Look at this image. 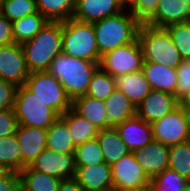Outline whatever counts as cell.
<instances>
[{
  "label": "cell",
  "instance_id": "cell-7",
  "mask_svg": "<svg viewBox=\"0 0 190 191\" xmlns=\"http://www.w3.org/2000/svg\"><path fill=\"white\" fill-rule=\"evenodd\" d=\"M25 86L60 116L72 109V100L61 82L48 71L30 73Z\"/></svg>",
  "mask_w": 190,
  "mask_h": 191
},
{
  "label": "cell",
  "instance_id": "cell-29",
  "mask_svg": "<svg viewBox=\"0 0 190 191\" xmlns=\"http://www.w3.org/2000/svg\"><path fill=\"white\" fill-rule=\"evenodd\" d=\"M76 0H36L37 10L48 21H67L73 17Z\"/></svg>",
  "mask_w": 190,
  "mask_h": 191
},
{
  "label": "cell",
  "instance_id": "cell-32",
  "mask_svg": "<svg viewBox=\"0 0 190 191\" xmlns=\"http://www.w3.org/2000/svg\"><path fill=\"white\" fill-rule=\"evenodd\" d=\"M168 168L190 181V140L169 146Z\"/></svg>",
  "mask_w": 190,
  "mask_h": 191
},
{
  "label": "cell",
  "instance_id": "cell-28",
  "mask_svg": "<svg viewBox=\"0 0 190 191\" xmlns=\"http://www.w3.org/2000/svg\"><path fill=\"white\" fill-rule=\"evenodd\" d=\"M48 22L39 12L27 15L12 22L14 43L22 44L31 40Z\"/></svg>",
  "mask_w": 190,
  "mask_h": 191
},
{
  "label": "cell",
  "instance_id": "cell-45",
  "mask_svg": "<svg viewBox=\"0 0 190 191\" xmlns=\"http://www.w3.org/2000/svg\"><path fill=\"white\" fill-rule=\"evenodd\" d=\"M12 171L0 162V179L8 176Z\"/></svg>",
  "mask_w": 190,
  "mask_h": 191
},
{
  "label": "cell",
  "instance_id": "cell-1",
  "mask_svg": "<svg viewBox=\"0 0 190 191\" xmlns=\"http://www.w3.org/2000/svg\"><path fill=\"white\" fill-rule=\"evenodd\" d=\"M30 73L48 71L62 53V22L48 21L29 41L21 44Z\"/></svg>",
  "mask_w": 190,
  "mask_h": 191
},
{
  "label": "cell",
  "instance_id": "cell-38",
  "mask_svg": "<svg viewBox=\"0 0 190 191\" xmlns=\"http://www.w3.org/2000/svg\"><path fill=\"white\" fill-rule=\"evenodd\" d=\"M177 70L176 98L180 100L190 89V59L182 60Z\"/></svg>",
  "mask_w": 190,
  "mask_h": 191
},
{
  "label": "cell",
  "instance_id": "cell-16",
  "mask_svg": "<svg viewBox=\"0 0 190 191\" xmlns=\"http://www.w3.org/2000/svg\"><path fill=\"white\" fill-rule=\"evenodd\" d=\"M130 152L142 149L153 141L151 123L137 115L115 126Z\"/></svg>",
  "mask_w": 190,
  "mask_h": 191
},
{
  "label": "cell",
  "instance_id": "cell-4",
  "mask_svg": "<svg viewBox=\"0 0 190 191\" xmlns=\"http://www.w3.org/2000/svg\"><path fill=\"white\" fill-rule=\"evenodd\" d=\"M137 39L142 48L144 62L163 64L177 68L181 56L166 28L140 24Z\"/></svg>",
  "mask_w": 190,
  "mask_h": 191
},
{
  "label": "cell",
  "instance_id": "cell-15",
  "mask_svg": "<svg viewBox=\"0 0 190 191\" xmlns=\"http://www.w3.org/2000/svg\"><path fill=\"white\" fill-rule=\"evenodd\" d=\"M125 11L119 0H76L73 19L94 23Z\"/></svg>",
  "mask_w": 190,
  "mask_h": 191
},
{
  "label": "cell",
  "instance_id": "cell-9",
  "mask_svg": "<svg viewBox=\"0 0 190 191\" xmlns=\"http://www.w3.org/2000/svg\"><path fill=\"white\" fill-rule=\"evenodd\" d=\"M153 140L167 146L190 140V129L178 106L170 114L151 123Z\"/></svg>",
  "mask_w": 190,
  "mask_h": 191
},
{
  "label": "cell",
  "instance_id": "cell-18",
  "mask_svg": "<svg viewBox=\"0 0 190 191\" xmlns=\"http://www.w3.org/2000/svg\"><path fill=\"white\" fill-rule=\"evenodd\" d=\"M74 179L85 191L113 188L111 165L106 162L90 166H76Z\"/></svg>",
  "mask_w": 190,
  "mask_h": 191
},
{
  "label": "cell",
  "instance_id": "cell-3",
  "mask_svg": "<svg viewBox=\"0 0 190 191\" xmlns=\"http://www.w3.org/2000/svg\"><path fill=\"white\" fill-rule=\"evenodd\" d=\"M128 12L126 9V12L92 23L100 56L137 39L141 23Z\"/></svg>",
  "mask_w": 190,
  "mask_h": 191
},
{
  "label": "cell",
  "instance_id": "cell-46",
  "mask_svg": "<svg viewBox=\"0 0 190 191\" xmlns=\"http://www.w3.org/2000/svg\"><path fill=\"white\" fill-rule=\"evenodd\" d=\"M135 2H136V0H119V3L123 7L124 10H126L125 7L126 8L129 7L128 9H130L135 4Z\"/></svg>",
  "mask_w": 190,
  "mask_h": 191
},
{
  "label": "cell",
  "instance_id": "cell-26",
  "mask_svg": "<svg viewBox=\"0 0 190 191\" xmlns=\"http://www.w3.org/2000/svg\"><path fill=\"white\" fill-rule=\"evenodd\" d=\"M67 124L75 147L98 136L99 129L72 109L60 116Z\"/></svg>",
  "mask_w": 190,
  "mask_h": 191
},
{
  "label": "cell",
  "instance_id": "cell-51",
  "mask_svg": "<svg viewBox=\"0 0 190 191\" xmlns=\"http://www.w3.org/2000/svg\"><path fill=\"white\" fill-rule=\"evenodd\" d=\"M180 1L185 2L190 5V0H180Z\"/></svg>",
  "mask_w": 190,
  "mask_h": 191
},
{
  "label": "cell",
  "instance_id": "cell-17",
  "mask_svg": "<svg viewBox=\"0 0 190 191\" xmlns=\"http://www.w3.org/2000/svg\"><path fill=\"white\" fill-rule=\"evenodd\" d=\"M22 156V170L46 149L47 129L19 125L15 133Z\"/></svg>",
  "mask_w": 190,
  "mask_h": 191
},
{
  "label": "cell",
  "instance_id": "cell-42",
  "mask_svg": "<svg viewBox=\"0 0 190 191\" xmlns=\"http://www.w3.org/2000/svg\"><path fill=\"white\" fill-rule=\"evenodd\" d=\"M20 188V176L17 172H11L0 179V191H17Z\"/></svg>",
  "mask_w": 190,
  "mask_h": 191
},
{
  "label": "cell",
  "instance_id": "cell-5",
  "mask_svg": "<svg viewBox=\"0 0 190 191\" xmlns=\"http://www.w3.org/2000/svg\"><path fill=\"white\" fill-rule=\"evenodd\" d=\"M62 53L91 62H100L96 36L92 23L73 18L62 22Z\"/></svg>",
  "mask_w": 190,
  "mask_h": 191
},
{
  "label": "cell",
  "instance_id": "cell-8",
  "mask_svg": "<svg viewBox=\"0 0 190 191\" xmlns=\"http://www.w3.org/2000/svg\"><path fill=\"white\" fill-rule=\"evenodd\" d=\"M143 52L139 40L118 47L101 56L99 66L112 77L142 70Z\"/></svg>",
  "mask_w": 190,
  "mask_h": 191
},
{
  "label": "cell",
  "instance_id": "cell-23",
  "mask_svg": "<svg viewBox=\"0 0 190 191\" xmlns=\"http://www.w3.org/2000/svg\"><path fill=\"white\" fill-rule=\"evenodd\" d=\"M104 102L110 127L136 116V106L117 88Z\"/></svg>",
  "mask_w": 190,
  "mask_h": 191
},
{
  "label": "cell",
  "instance_id": "cell-31",
  "mask_svg": "<svg viewBox=\"0 0 190 191\" xmlns=\"http://www.w3.org/2000/svg\"><path fill=\"white\" fill-rule=\"evenodd\" d=\"M115 89V77H112L99 66L91 78V82L85 95L104 101Z\"/></svg>",
  "mask_w": 190,
  "mask_h": 191
},
{
  "label": "cell",
  "instance_id": "cell-41",
  "mask_svg": "<svg viewBox=\"0 0 190 191\" xmlns=\"http://www.w3.org/2000/svg\"><path fill=\"white\" fill-rule=\"evenodd\" d=\"M14 43L12 35V22L0 13V46Z\"/></svg>",
  "mask_w": 190,
  "mask_h": 191
},
{
  "label": "cell",
  "instance_id": "cell-22",
  "mask_svg": "<svg viewBox=\"0 0 190 191\" xmlns=\"http://www.w3.org/2000/svg\"><path fill=\"white\" fill-rule=\"evenodd\" d=\"M115 79L116 88L125 94L136 107L152 90L142 70L119 75Z\"/></svg>",
  "mask_w": 190,
  "mask_h": 191
},
{
  "label": "cell",
  "instance_id": "cell-19",
  "mask_svg": "<svg viewBox=\"0 0 190 191\" xmlns=\"http://www.w3.org/2000/svg\"><path fill=\"white\" fill-rule=\"evenodd\" d=\"M190 21V5L180 0H159L156 13L146 24L166 28L169 25Z\"/></svg>",
  "mask_w": 190,
  "mask_h": 191
},
{
  "label": "cell",
  "instance_id": "cell-47",
  "mask_svg": "<svg viewBox=\"0 0 190 191\" xmlns=\"http://www.w3.org/2000/svg\"><path fill=\"white\" fill-rule=\"evenodd\" d=\"M123 191H153V188H152L151 184L149 183L140 188H132V189H127V190H123Z\"/></svg>",
  "mask_w": 190,
  "mask_h": 191
},
{
  "label": "cell",
  "instance_id": "cell-6",
  "mask_svg": "<svg viewBox=\"0 0 190 191\" xmlns=\"http://www.w3.org/2000/svg\"><path fill=\"white\" fill-rule=\"evenodd\" d=\"M13 109L19 125L27 127L48 129L60 116L25 85L17 87Z\"/></svg>",
  "mask_w": 190,
  "mask_h": 191
},
{
  "label": "cell",
  "instance_id": "cell-12",
  "mask_svg": "<svg viewBox=\"0 0 190 191\" xmlns=\"http://www.w3.org/2000/svg\"><path fill=\"white\" fill-rule=\"evenodd\" d=\"M29 167L62 180L72 179L76 173L74 153L64 154L48 149L43 150Z\"/></svg>",
  "mask_w": 190,
  "mask_h": 191
},
{
  "label": "cell",
  "instance_id": "cell-10",
  "mask_svg": "<svg viewBox=\"0 0 190 191\" xmlns=\"http://www.w3.org/2000/svg\"><path fill=\"white\" fill-rule=\"evenodd\" d=\"M30 71L21 44L0 46V78L18 86L26 84Z\"/></svg>",
  "mask_w": 190,
  "mask_h": 191
},
{
  "label": "cell",
  "instance_id": "cell-30",
  "mask_svg": "<svg viewBox=\"0 0 190 191\" xmlns=\"http://www.w3.org/2000/svg\"><path fill=\"white\" fill-rule=\"evenodd\" d=\"M0 162L12 172L22 171V156L16 134L0 137Z\"/></svg>",
  "mask_w": 190,
  "mask_h": 191
},
{
  "label": "cell",
  "instance_id": "cell-35",
  "mask_svg": "<svg viewBox=\"0 0 190 191\" xmlns=\"http://www.w3.org/2000/svg\"><path fill=\"white\" fill-rule=\"evenodd\" d=\"M190 181L170 168L150 179L153 191H182Z\"/></svg>",
  "mask_w": 190,
  "mask_h": 191
},
{
  "label": "cell",
  "instance_id": "cell-14",
  "mask_svg": "<svg viewBox=\"0 0 190 191\" xmlns=\"http://www.w3.org/2000/svg\"><path fill=\"white\" fill-rule=\"evenodd\" d=\"M133 154L149 179L168 168L169 146L160 142L153 140L142 149L134 151Z\"/></svg>",
  "mask_w": 190,
  "mask_h": 191
},
{
  "label": "cell",
  "instance_id": "cell-36",
  "mask_svg": "<svg viewBox=\"0 0 190 191\" xmlns=\"http://www.w3.org/2000/svg\"><path fill=\"white\" fill-rule=\"evenodd\" d=\"M182 60L190 59V21L166 27Z\"/></svg>",
  "mask_w": 190,
  "mask_h": 191
},
{
  "label": "cell",
  "instance_id": "cell-43",
  "mask_svg": "<svg viewBox=\"0 0 190 191\" xmlns=\"http://www.w3.org/2000/svg\"><path fill=\"white\" fill-rule=\"evenodd\" d=\"M58 191H85L83 187L74 179L62 180Z\"/></svg>",
  "mask_w": 190,
  "mask_h": 191
},
{
  "label": "cell",
  "instance_id": "cell-11",
  "mask_svg": "<svg viewBox=\"0 0 190 191\" xmlns=\"http://www.w3.org/2000/svg\"><path fill=\"white\" fill-rule=\"evenodd\" d=\"M111 171L113 188L117 191L140 188L150 183V179L136 161L133 152L112 164Z\"/></svg>",
  "mask_w": 190,
  "mask_h": 191
},
{
  "label": "cell",
  "instance_id": "cell-50",
  "mask_svg": "<svg viewBox=\"0 0 190 191\" xmlns=\"http://www.w3.org/2000/svg\"><path fill=\"white\" fill-rule=\"evenodd\" d=\"M97 191H117L115 188H107L103 190H97Z\"/></svg>",
  "mask_w": 190,
  "mask_h": 191
},
{
  "label": "cell",
  "instance_id": "cell-44",
  "mask_svg": "<svg viewBox=\"0 0 190 191\" xmlns=\"http://www.w3.org/2000/svg\"><path fill=\"white\" fill-rule=\"evenodd\" d=\"M178 106L183 111L185 120L189 126L190 129V102H178Z\"/></svg>",
  "mask_w": 190,
  "mask_h": 191
},
{
  "label": "cell",
  "instance_id": "cell-25",
  "mask_svg": "<svg viewBox=\"0 0 190 191\" xmlns=\"http://www.w3.org/2000/svg\"><path fill=\"white\" fill-rule=\"evenodd\" d=\"M68 124L59 116L47 129L46 149L59 153H75Z\"/></svg>",
  "mask_w": 190,
  "mask_h": 191
},
{
  "label": "cell",
  "instance_id": "cell-27",
  "mask_svg": "<svg viewBox=\"0 0 190 191\" xmlns=\"http://www.w3.org/2000/svg\"><path fill=\"white\" fill-rule=\"evenodd\" d=\"M19 176L22 191H58L62 181L60 178L33 170L29 166L20 171Z\"/></svg>",
  "mask_w": 190,
  "mask_h": 191
},
{
  "label": "cell",
  "instance_id": "cell-49",
  "mask_svg": "<svg viewBox=\"0 0 190 191\" xmlns=\"http://www.w3.org/2000/svg\"><path fill=\"white\" fill-rule=\"evenodd\" d=\"M182 191H190V182L184 187Z\"/></svg>",
  "mask_w": 190,
  "mask_h": 191
},
{
  "label": "cell",
  "instance_id": "cell-2",
  "mask_svg": "<svg viewBox=\"0 0 190 191\" xmlns=\"http://www.w3.org/2000/svg\"><path fill=\"white\" fill-rule=\"evenodd\" d=\"M99 63L61 53L51 62L48 72L61 82L73 101L86 94Z\"/></svg>",
  "mask_w": 190,
  "mask_h": 191
},
{
  "label": "cell",
  "instance_id": "cell-13",
  "mask_svg": "<svg viewBox=\"0 0 190 191\" xmlns=\"http://www.w3.org/2000/svg\"><path fill=\"white\" fill-rule=\"evenodd\" d=\"M176 96L159 90H151L136 107V115L152 123L170 114L178 107Z\"/></svg>",
  "mask_w": 190,
  "mask_h": 191
},
{
  "label": "cell",
  "instance_id": "cell-48",
  "mask_svg": "<svg viewBox=\"0 0 190 191\" xmlns=\"http://www.w3.org/2000/svg\"><path fill=\"white\" fill-rule=\"evenodd\" d=\"M178 102H190V89Z\"/></svg>",
  "mask_w": 190,
  "mask_h": 191
},
{
  "label": "cell",
  "instance_id": "cell-20",
  "mask_svg": "<svg viewBox=\"0 0 190 191\" xmlns=\"http://www.w3.org/2000/svg\"><path fill=\"white\" fill-rule=\"evenodd\" d=\"M142 72L152 90H159L176 96L177 70L154 62H143Z\"/></svg>",
  "mask_w": 190,
  "mask_h": 191
},
{
  "label": "cell",
  "instance_id": "cell-40",
  "mask_svg": "<svg viewBox=\"0 0 190 191\" xmlns=\"http://www.w3.org/2000/svg\"><path fill=\"white\" fill-rule=\"evenodd\" d=\"M17 86L0 78V110L14 108Z\"/></svg>",
  "mask_w": 190,
  "mask_h": 191
},
{
  "label": "cell",
  "instance_id": "cell-21",
  "mask_svg": "<svg viewBox=\"0 0 190 191\" xmlns=\"http://www.w3.org/2000/svg\"><path fill=\"white\" fill-rule=\"evenodd\" d=\"M72 110L99 130L110 128L103 100L84 95L72 101Z\"/></svg>",
  "mask_w": 190,
  "mask_h": 191
},
{
  "label": "cell",
  "instance_id": "cell-37",
  "mask_svg": "<svg viewBox=\"0 0 190 191\" xmlns=\"http://www.w3.org/2000/svg\"><path fill=\"white\" fill-rule=\"evenodd\" d=\"M158 4L159 0H136L129 11L141 24H144L156 13Z\"/></svg>",
  "mask_w": 190,
  "mask_h": 191
},
{
  "label": "cell",
  "instance_id": "cell-24",
  "mask_svg": "<svg viewBox=\"0 0 190 191\" xmlns=\"http://www.w3.org/2000/svg\"><path fill=\"white\" fill-rule=\"evenodd\" d=\"M96 138L102 150L104 160L108 165L116 163L123 156L130 153L115 127L99 130Z\"/></svg>",
  "mask_w": 190,
  "mask_h": 191
},
{
  "label": "cell",
  "instance_id": "cell-39",
  "mask_svg": "<svg viewBox=\"0 0 190 191\" xmlns=\"http://www.w3.org/2000/svg\"><path fill=\"white\" fill-rule=\"evenodd\" d=\"M18 127V119L15 116L13 108L0 110V137L15 134Z\"/></svg>",
  "mask_w": 190,
  "mask_h": 191
},
{
  "label": "cell",
  "instance_id": "cell-33",
  "mask_svg": "<svg viewBox=\"0 0 190 191\" xmlns=\"http://www.w3.org/2000/svg\"><path fill=\"white\" fill-rule=\"evenodd\" d=\"M36 12V0H0V13L11 22Z\"/></svg>",
  "mask_w": 190,
  "mask_h": 191
},
{
  "label": "cell",
  "instance_id": "cell-34",
  "mask_svg": "<svg viewBox=\"0 0 190 191\" xmlns=\"http://www.w3.org/2000/svg\"><path fill=\"white\" fill-rule=\"evenodd\" d=\"M76 166H90L105 162L97 138L88 140L75 148Z\"/></svg>",
  "mask_w": 190,
  "mask_h": 191
}]
</instances>
